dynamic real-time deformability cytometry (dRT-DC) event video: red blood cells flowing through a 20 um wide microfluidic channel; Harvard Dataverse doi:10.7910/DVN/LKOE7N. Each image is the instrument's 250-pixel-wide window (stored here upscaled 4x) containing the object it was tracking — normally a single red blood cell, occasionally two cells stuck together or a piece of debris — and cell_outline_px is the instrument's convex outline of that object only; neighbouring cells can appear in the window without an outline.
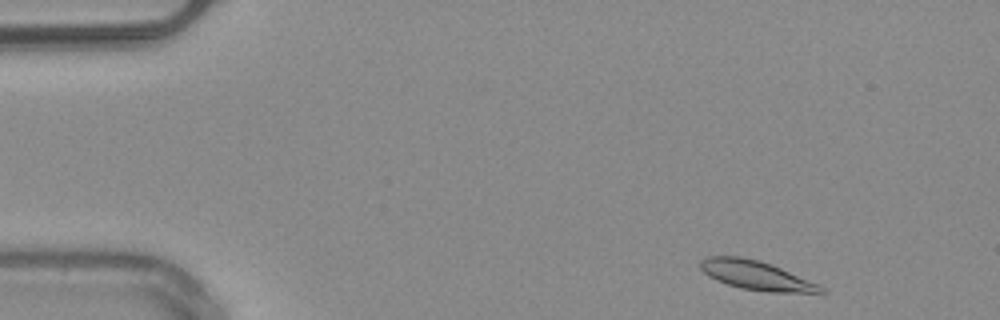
{"species": "common noctule bat (a hibernating species)", "species_latin": "Nyctalus noctula", "temperature_condition": "warm", "stored_images_in_passage": 47, "camera_frame_rate_fps": 3000, "um_per_image_px": 0.085, "animal": {"sex": "male", "body_mass_g": 20.4}, "frame": {"image": 1, "passage_image": 2, "time_ms": 0.333, "image_size_px": [1000, 320], "cell_outline_px": [[828, 292], [768, 292], [740, 288], [716, 280], [708, 276], [700, 268], [700, 260], [708, 256], [740, 256], [760, 260], [772, 264], [816, 284], [824, 288]], "centroid_in_image_um": [64.21, 23.39], "position_along_channel_um": 20.8, "area_um2": 20.17}}
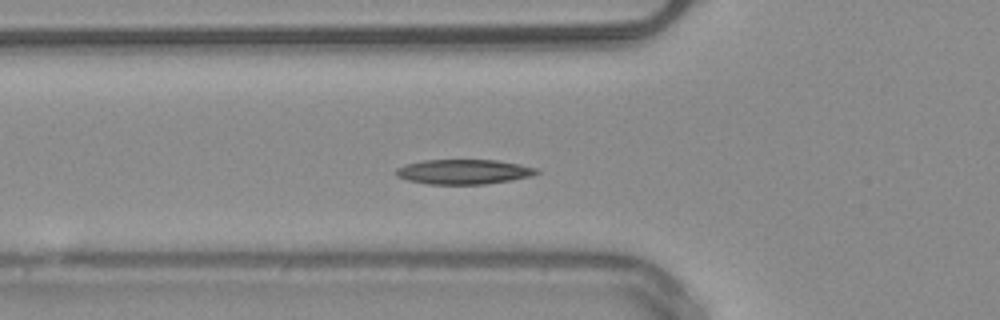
{"frame": {"image": 2, "passage_image": 14, "time_ms": 4.333, "image_size_px": [1000, 320], "cell_outline_px": [[540, 172], [532, 176], [484, 184], [428, 184], [408, 180], [396, 176], [392, 172], [396, 168], [404, 164], [424, 160], [496, 160], [520, 164], [536, 168]], "centroid_in_image_um": [39.35, 14.59], "position_along_channel_um": 86.4, "area_um2": 20.35}}
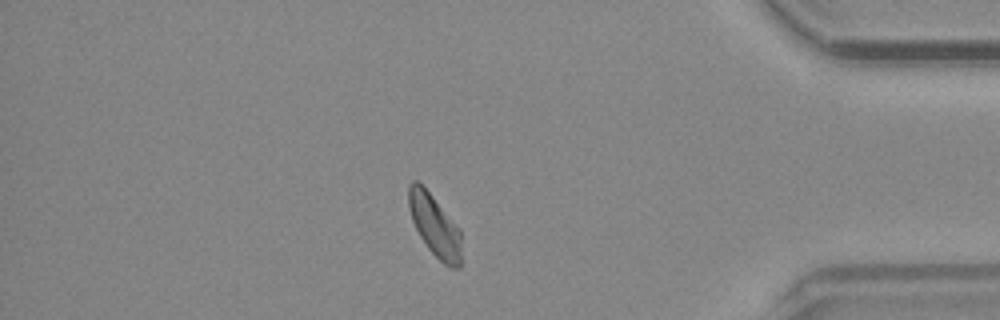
{"frame": {"image": 3, "passage_image": 40, "time_ms": 13.0, "image_size_px": [1000, 320], "cell_outline_px": [[460, 268], [448, 268], [428, 248], [420, 236], [412, 220], [408, 208], [408, 184], [412, 180], [416, 180], [432, 196], [460, 228]], "centroid_in_image_um": [36.93, 19.17], "position_along_channel_um": 398.3, "area_um2": 18.79}, "authors_computed_cell_mechanics": {"area_um2": 19.5942, "velocity_mm_per_s": 3.9732, "shape_relaxation_time_tau1_ms": 3.6809, "shape_relaxation_time_tau2_ms": null, "deformation_change_tau1": 0.1217, "deformation_change_tau2": null}}